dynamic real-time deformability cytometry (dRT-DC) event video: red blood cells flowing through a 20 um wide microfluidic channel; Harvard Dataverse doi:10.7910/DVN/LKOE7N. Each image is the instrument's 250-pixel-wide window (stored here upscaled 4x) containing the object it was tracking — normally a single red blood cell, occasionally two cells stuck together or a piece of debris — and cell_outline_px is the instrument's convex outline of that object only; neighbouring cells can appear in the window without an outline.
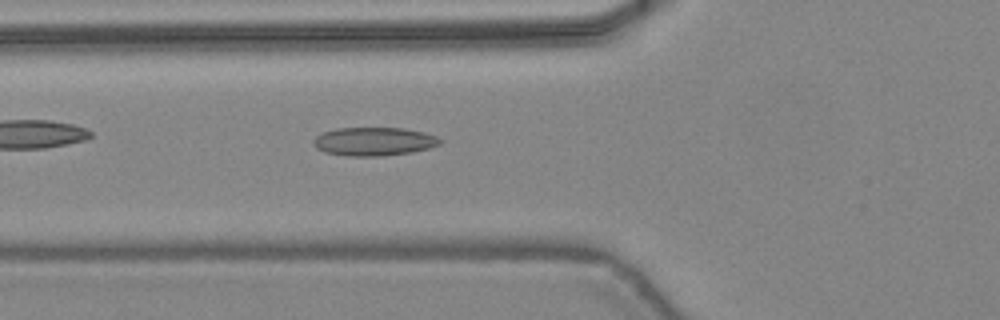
{"species": "common noctule bat (a hibernating species)", "species_latin": "Nyctalus noctula", "temperature_condition": "warm", "stored_images_in_passage": 31, "camera_frame_rate_fps": 3000, "um_per_image_px": 0.085, "animal": {"sex": "female", "body_mass_g": 24.6, "forearm_length_mm": 56.2}, "frame": {"image": 1, "passage_image": 6, "time_ms": 1.667, "image_size_px": [1000, 320], "cell_outline_px": [[444, 140], [440, 144], [428, 148], [412, 152], [380, 156], [344, 156], [324, 152], [316, 148], [312, 144], [312, 140], [316, 136], [324, 132], [336, 128], [404, 128], [424, 132], [436, 136]], "centroid_in_image_um": [31.77, 12.03], "position_along_channel_um": 94.0, "area_um2": 21.15}}
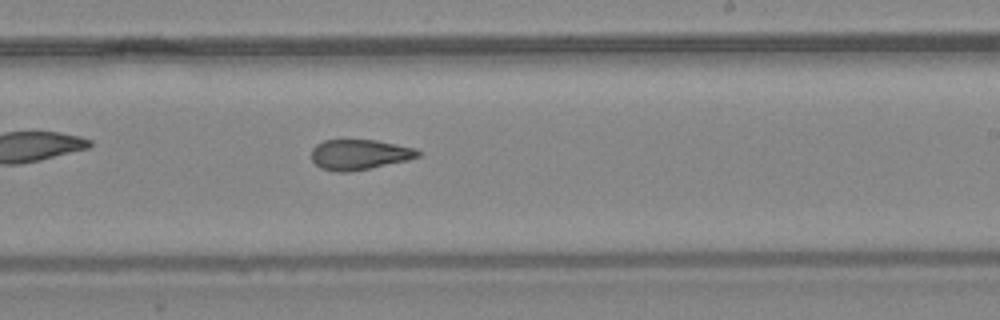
{"frame": {"image": 2, "passage_image": 17, "time_ms": 5.333, "image_size_px": [1000, 320], "cell_outline_px": [[420, 156], [408, 160], [348, 172], [336, 172], [320, 168], [312, 160], [312, 148], [316, 144], [324, 140], [376, 140], [416, 148], [420, 152]], "centroid_in_image_um": [30.54, 13.13], "position_along_channel_um": 258.5, "area_um2": 18.73}}
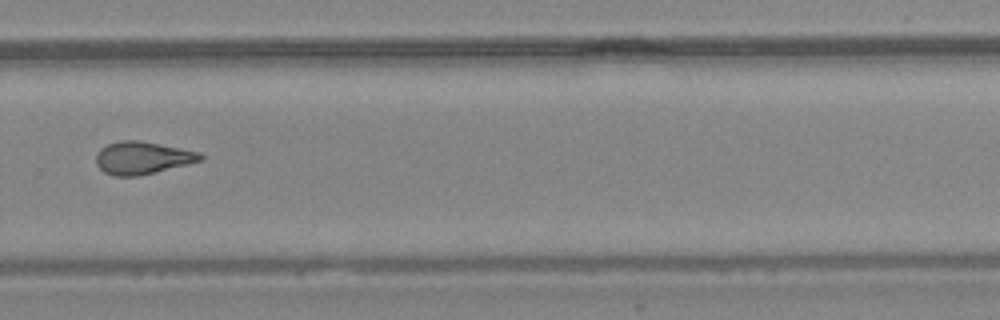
{"frame": {"image": 3, "passage_image": 21, "time_ms": 6.667, "image_size_px": [1000, 320], "cell_outline_px": [[204, 160], [140, 176], [112, 176], [104, 172], [96, 164], [96, 152], [100, 148], [108, 144], [120, 140], [140, 140], [200, 152], [204, 156]], "centroid_in_image_um": [12.1, 13.42], "position_along_channel_um": 317.7, "area_um2": 20.0}, "authors_computed_cell_mechanics": {"area_um2": 19.363, "velocity_mm_per_s": 4.4651, "shape_relaxation_time_tau1_ms": 9.5542, "shape_relaxation_time_tau2_ms": 2.2172, "deformation_change_tau1": 0.2167, "deformation_change_tau2": 0.0946}}